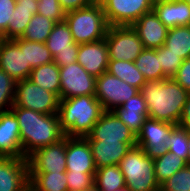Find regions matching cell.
Segmentation results:
<instances>
[{
    "label": "cell",
    "mask_w": 190,
    "mask_h": 191,
    "mask_svg": "<svg viewBox=\"0 0 190 191\" xmlns=\"http://www.w3.org/2000/svg\"><path fill=\"white\" fill-rule=\"evenodd\" d=\"M139 92L147 104L149 118L178 126L190 93L174 78L147 81Z\"/></svg>",
    "instance_id": "obj_1"
},
{
    "label": "cell",
    "mask_w": 190,
    "mask_h": 191,
    "mask_svg": "<svg viewBox=\"0 0 190 191\" xmlns=\"http://www.w3.org/2000/svg\"><path fill=\"white\" fill-rule=\"evenodd\" d=\"M10 110L18 121L23 158L65 136L58 114H43L23 107H12Z\"/></svg>",
    "instance_id": "obj_2"
},
{
    "label": "cell",
    "mask_w": 190,
    "mask_h": 191,
    "mask_svg": "<svg viewBox=\"0 0 190 191\" xmlns=\"http://www.w3.org/2000/svg\"><path fill=\"white\" fill-rule=\"evenodd\" d=\"M104 112L95 95H82L60 99L58 117L65 136H88Z\"/></svg>",
    "instance_id": "obj_3"
},
{
    "label": "cell",
    "mask_w": 190,
    "mask_h": 191,
    "mask_svg": "<svg viewBox=\"0 0 190 191\" xmlns=\"http://www.w3.org/2000/svg\"><path fill=\"white\" fill-rule=\"evenodd\" d=\"M64 20L69 26L76 44L104 39L109 27L102 4L97 3L66 13Z\"/></svg>",
    "instance_id": "obj_4"
},
{
    "label": "cell",
    "mask_w": 190,
    "mask_h": 191,
    "mask_svg": "<svg viewBox=\"0 0 190 191\" xmlns=\"http://www.w3.org/2000/svg\"><path fill=\"white\" fill-rule=\"evenodd\" d=\"M118 166L129 191H152L159 186L155 179L154 159L138 146L131 147Z\"/></svg>",
    "instance_id": "obj_5"
},
{
    "label": "cell",
    "mask_w": 190,
    "mask_h": 191,
    "mask_svg": "<svg viewBox=\"0 0 190 191\" xmlns=\"http://www.w3.org/2000/svg\"><path fill=\"white\" fill-rule=\"evenodd\" d=\"M59 101L55 93L41 88L27 78L16 82L12 107H23L43 114H57Z\"/></svg>",
    "instance_id": "obj_6"
},
{
    "label": "cell",
    "mask_w": 190,
    "mask_h": 191,
    "mask_svg": "<svg viewBox=\"0 0 190 191\" xmlns=\"http://www.w3.org/2000/svg\"><path fill=\"white\" fill-rule=\"evenodd\" d=\"M109 60L134 62L145 49L131 25L109 26L105 36Z\"/></svg>",
    "instance_id": "obj_7"
},
{
    "label": "cell",
    "mask_w": 190,
    "mask_h": 191,
    "mask_svg": "<svg viewBox=\"0 0 190 191\" xmlns=\"http://www.w3.org/2000/svg\"><path fill=\"white\" fill-rule=\"evenodd\" d=\"M176 125L147 118L136 135V146L142 148L151 159L168 153L167 141Z\"/></svg>",
    "instance_id": "obj_8"
},
{
    "label": "cell",
    "mask_w": 190,
    "mask_h": 191,
    "mask_svg": "<svg viewBox=\"0 0 190 191\" xmlns=\"http://www.w3.org/2000/svg\"><path fill=\"white\" fill-rule=\"evenodd\" d=\"M154 0H105L103 12L109 26H128L153 10Z\"/></svg>",
    "instance_id": "obj_9"
},
{
    "label": "cell",
    "mask_w": 190,
    "mask_h": 191,
    "mask_svg": "<svg viewBox=\"0 0 190 191\" xmlns=\"http://www.w3.org/2000/svg\"><path fill=\"white\" fill-rule=\"evenodd\" d=\"M139 93V89L120 80L107 71L96 78L95 97L104 111H113L130 97Z\"/></svg>",
    "instance_id": "obj_10"
},
{
    "label": "cell",
    "mask_w": 190,
    "mask_h": 191,
    "mask_svg": "<svg viewBox=\"0 0 190 191\" xmlns=\"http://www.w3.org/2000/svg\"><path fill=\"white\" fill-rule=\"evenodd\" d=\"M60 99L82 95H95L96 78L90 75L77 61L59 67Z\"/></svg>",
    "instance_id": "obj_11"
},
{
    "label": "cell",
    "mask_w": 190,
    "mask_h": 191,
    "mask_svg": "<svg viewBox=\"0 0 190 191\" xmlns=\"http://www.w3.org/2000/svg\"><path fill=\"white\" fill-rule=\"evenodd\" d=\"M0 68L16 82L29 78L33 68L26 62L24 39L0 42Z\"/></svg>",
    "instance_id": "obj_12"
},
{
    "label": "cell",
    "mask_w": 190,
    "mask_h": 191,
    "mask_svg": "<svg viewBox=\"0 0 190 191\" xmlns=\"http://www.w3.org/2000/svg\"><path fill=\"white\" fill-rule=\"evenodd\" d=\"M45 44L53 56V61L59 67L77 61L79 44H76L73 40L72 33L65 20L55 23Z\"/></svg>",
    "instance_id": "obj_13"
},
{
    "label": "cell",
    "mask_w": 190,
    "mask_h": 191,
    "mask_svg": "<svg viewBox=\"0 0 190 191\" xmlns=\"http://www.w3.org/2000/svg\"><path fill=\"white\" fill-rule=\"evenodd\" d=\"M29 172H66V136L27 157Z\"/></svg>",
    "instance_id": "obj_14"
},
{
    "label": "cell",
    "mask_w": 190,
    "mask_h": 191,
    "mask_svg": "<svg viewBox=\"0 0 190 191\" xmlns=\"http://www.w3.org/2000/svg\"><path fill=\"white\" fill-rule=\"evenodd\" d=\"M87 140L136 142V135L113 111H104Z\"/></svg>",
    "instance_id": "obj_15"
},
{
    "label": "cell",
    "mask_w": 190,
    "mask_h": 191,
    "mask_svg": "<svg viewBox=\"0 0 190 191\" xmlns=\"http://www.w3.org/2000/svg\"><path fill=\"white\" fill-rule=\"evenodd\" d=\"M96 170L88 140L66 136V172L96 173Z\"/></svg>",
    "instance_id": "obj_16"
},
{
    "label": "cell",
    "mask_w": 190,
    "mask_h": 191,
    "mask_svg": "<svg viewBox=\"0 0 190 191\" xmlns=\"http://www.w3.org/2000/svg\"><path fill=\"white\" fill-rule=\"evenodd\" d=\"M28 184L27 158L0 157V191H21Z\"/></svg>",
    "instance_id": "obj_17"
},
{
    "label": "cell",
    "mask_w": 190,
    "mask_h": 191,
    "mask_svg": "<svg viewBox=\"0 0 190 191\" xmlns=\"http://www.w3.org/2000/svg\"><path fill=\"white\" fill-rule=\"evenodd\" d=\"M77 62L95 78L105 73L109 63L106 39L79 44Z\"/></svg>",
    "instance_id": "obj_18"
},
{
    "label": "cell",
    "mask_w": 190,
    "mask_h": 191,
    "mask_svg": "<svg viewBox=\"0 0 190 191\" xmlns=\"http://www.w3.org/2000/svg\"><path fill=\"white\" fill-rule=\"evenodd\" d=\"M131 26L137 32L145 49H157L164 45L169 30L153 10L142 15Z\"/></svg>",
    "instance_id": "obj_19"
},
{
    "label": "cell",
    "mask_w": 190,
    "mask_h": 191,
    "mask_svg": "<svg viewBox=\"0 0 190 191\" xmlns=\"http://www.w3.org/2000/svg\"><path fill=\"white\" fill-rule=\"evenodd\" d=\"M0 157H23L18 121L11 110L0 112Z\"/></svg>",
    "instance_id": "obj_20"
},
{
    "label": "cell",
    "mask_w": 190,
    "mask_h": 191,
    "mask_svg": "<svg viewBox=\"0 0 190 191\" xmlns=\"http://www.w3.org/2000/svg\"><path fill=\"white\" fill-rule=\"evenodd\" d=\"M88 142L97 169L105 166L119 165L129 149L136 146V142H121L118 140H88Z\"/></svg>",
    "instance_id": "obj_21"
},
{
    "label": "cell",
    "mask_w": 190,
    "mask_h": 191,
    "mask_svg": "<svg viewBox=\"0 0 190 191\" xmlns=\"http://www.w3.org/2000/svg\"><path fill=\"white\" fill-rule=\"evenodd\" d=\"M153 11L168 29L190 25V4L184 0H154Z\"/></svg>",
    "instance_id": "obj_22"
},
{
    "label": "cell",
    "mask_w": 190,
    "mask_h": 191,
    "mask_svg": "<svg viewBox=\"0 0 190 191\" xmlns=\"http://www.w3.org/2000/svg\"><path fill=\"white\" fill-rule=\"evenodd\" d=\"M113 112L135 135L140 132L144 121L148 118L147 104L140 92L121 106H117Z\"/></svg>",
    "instance_id": "obj_23"
},
{
    "label": "cell",
    "mask_w": 190,
    "mask_h": 191,
    "mask_svg": "<svg viewBox=\"0 0 190 191\" xmlns=\"http://www.w3.org/2000/svg\"><path fill=\"white\" fill-rule=\"evenodd\" d=\"M15 2V10L9 18V24L5 31L6 39L20 38L33 15L38 13L37 0H15Z\"/></svg>",
    "instance_id": "obj_24"
},
{
    "label": "cell",
    "mask_w": 190,
    "mask_h": 191,
    "mask_svg": "<svg viewBox=\"0 0 190 191\" xmlns=\"http://www.w3.org/2000/svg\"><path fill=\"white\" fill-rule=\"evenodd\" d=\"M28 79L41 88L55 93L60 99L59 66L54 61L33 68Z\"/></svg>",
    "instance_id": "obj_25"
},
{
    "label": "cell",
    "mask_w": 190,
    "mask_h": 191,
    "mask_svg": "<svg viewBox=\"0 0 190 191\" xmlns=\"http://www.w3.org/2000/svg\"><path fill=\"white\" fill-rule=\"evenodd\" d=\"M35 191H68L66 172H29Z\"/></svg>",
    "instance_id": "obj_26"
},
{
    "label": "cell",
    "mask_w": 190,
    "mask_h": 191,
    "mask_svg": "<svg viewBox=\"0 0 190 191\" xmlns=\"http://www.w3.org/2000/svg\"><path fill=\"white\" fill-rule=\"evenodd\" d=\"M107 72L139 90L147 82L134 62L109 60Z\"/></svg>",
    "instance_id": "obj_27"
},
{
    "label": "cell",
    "mask_w": 190,
    "mask_h": 191,
    "mask_svg": "<svg viewBox=\"0 0 190 191\" xmlns=\"http://www.w3.org/2000/svg\"><path fill=\"white\" fill-rule=\"evenodd\" d=\"M164 46L183 60L190 57V25L170 28Z\"/></svg>",
    "instance_id": "obj_28"
},
{
    "label": "cell",
    "mask_w": 190,
    "mask_h": 191,
    "mask_svg": "<svg viewBox=\"0 0 190 191\" xmlns=\"http://www.w3.org/2000/svg\"><path fill=\"white\" fill-rule=\"evenodd\" d=\"M94 185L99 191H114L126 187L123 173L118 165L97 169Z\"/></svg>",
    "instance_id": "obj_29"
},
{
    "label": "cell",
    "mask_w": 190,
    "mask_h": 191,
    "mask_svg": "<svg viewBox=\"0 0 190 191\" xmlns=\"http://www.w3.org/2000/svg\"><path fill=\"white\" fill-rule=\"evenodd\" d=\"M138 70L144 75L146 81L163 80L162 67L157 58V49H144L134 61Z\"/></svg>",
    "instance_id": "obj_30"
},
{
    "label": "cell",
    "mask_w": 190,
    "mask_h": 191,
    "mask_svg": "<svg viewBox=\"0 0 190 191\" xmlns=\"http://www.w3.org/2000/svg\"><path fill=\"white\" fill-rule=\"evenodd\" d=\"M55 21L40 14H34L23 35L20 37L31 42L46 43Z\"/></svg>",
    "instance_id": "obj_31"
},
{
    "label": "cell",
    "mask_w": 190,
    "mask_h": 191,
    "mask_svg": "<svg viewBox=\"0 0 190 191\" xmlns=\"http://www.w3.org/2000/svg\"><path fill=\"white\" fill-rule=\"evenodd\" d=\"M187 162L170 152L154 159L155 179L159 185L168 180L175 172L181 170Z\"/></svg>",
    "instance_id": "obj_32"
},
{
    "label": "cell",
    "mask_w": 190,
    "mask_h": 191,
    "mask_svg": "<svg viewBox=\"0 0 190 191\" xmlns=\"http://www.w3.org/2000/svg\"><path fill=\"white\" fill-rule=\"evenodd\" d=\"M26 62L32 68L44 65L53 61V56L45 43L31 42L25 40Z\"/></svg>",
    "instance_id": "obj_33"
},
{
    "label": "cell",
    "mask_w": 190,
    "mask_h": 191,
    "mask_svg": "<svg viewBox=\"0 0 190 191\" xmlns=\"http://www.w3.org/2000/svg\"><path fill=\"white\" fill-rule=\"evenodd\" d=\"M168 152L175 154L177 157L188 161V155L190 150L189 140L185 128L175 126L170 138L167 141Z\"/></svg>",
    "instance_id": "obj_34"
},
{
    "label": "cell",
    "mask_w": 190,
    "mask_h": 191,
    "mask_svg": "<svg viewBox=\"0 0 190 191\" xmlns=\"http://www.w3.org/2000/svg\"><path fill=\"white\" fill-rule=\"evenodd\" d=\"M16 81L0 68V112L9 111L14 105Z\"/></svg>",
    "instance_id": "obj_35"
},
{
    "label": "cell",
    "mask_w": 190,
    "mask_h": 191,
    "mask_svg": "<svg viewBox=\"0 0 190 191\" xmlns=\"http://www.w3.org/2000/svg\"><path fill=\"white\" fill-rule=\"evenodd\" d=\"M157 58H159L163 74L167 78H173L183 63V59L181 57L171 52L170 49L164 45L157 48Z\"/></svg>",
    "instance_id": "obj_36"
},
{
    "label": "cell",
    "mask_w": 190,
    "mask_h": 191,
    "mask_svg": "<svg viewBox=\"0 0 190 191\" xmlns=\"http://www.w3.org/2000/svg\"><path fill=\"white\" fill-rule=\"evenodd\" d=\"M161 186L166 191H190V165L175 172Z\"/></svg>",
    "instance_id": "obj_37"
},
{
    "label": "cell",
    "mask_w": 190,
    "mask_h": 191,
    "mask_svg": "<svg viewBox=\"0 0 190 191\" xmlns=\"http://www.w3.org/2000/svg\"><path fill=\"white\" fill-rule=\"evenodd\" d=\"M38 14L50 18L55 22L64 21L66 16L58 0H39Z\"/></svg>",
    "instance_id": "obj_38"
},
{
    "label": "cell",
    "mask_w": 190,
    "mask_h": 191,
    "mask_svg": "<svg viewBox=\"0 0 190 191\" xmlns=\"http://www.w3.org/2000/svg\"><path fill=\"white\" fill-rule=\"evenodd\" d=\"M95 173L66 172L68 191H80L94 185Z\"/></svg>",
    "instance_id": "obj_39"
},
{
    "label": "cell",
    "mask_w": 190,
    "mask_h": 191,
    "mask_svg": "<svg viewBox=\"0 0 190 191\" xmlns=\"http://www.w3.org/2000/svg\"><path fill=\"white\" fill-rule=\"evenodd\" d=\"M15 0H0V29L5 33L9 24V18L15 10Z\"/></svg>",
    "instance_id": "obj_40"
},
{
    "label": "cell",
    "mask_w": 190,
    "mask_h": 191,
    "mask_svg": "<svg viewBox=\"0 0 190 191\" xmlns=\"http://www.w3.org/2000/svg\"><path fill=\"white\" fill-rule=\"evenodd\" d=\"M174 80L190 93V57L183 60Z\"/></svg>",
    "instance_id": "obj_41"
},
{
    "label": "cell",
    "mask_w": 190,
    "mask_h": 191,
    "mask_svg": "<svg viewBox=\"0 0 190 191\" xmlns=\"http://www.w3.org/2000/svg\"><path fill=\"white\" fill-rule=\"evenodd\" d=\"M65 13L85 8L95 3L94 0H58Z\"/></svg>",
    "instance_id": "obj_42"
},
{
    "label": "cell",
    "mask_w": 190,
    "mask_h": 191,
    "mask_svg": "<svg viewBox=\"0 0 190 191\" xmlns=\"http://www.w3.org/2000/svg\"><path fill=\"white\" fill-rule=\"evenodd\" d=\"M178 126L190 129V95L187 98L186 103L184 104L183 112L179 120Z\"/></svg>",
    "instance_id": "obj_43"
},
{
    "label": "cell",
    "mask_w": 190,
    "mask_h": 191,
    "mask_svg": "<svg viewBox=\"0 0 190 191\" xmlns=\"http://www.w3.org/2000/svg\"><path fill=\"white\" fill-rule=\"evenodd\" d=\"M188 140H189V145H190V129H186ZM187 165H190V150H189V155H188V161Z\"/></svg>",
    "instance_id": "obj_44"
},
{
    "label": "cell",
    "mask_w": 190,
    "mask_h": 191,
    "mask_svg": "<svg viewBox=\"0 0 190 191\" xmlns=\"http://www.w3.org/2000/svg\"><path fill=\"white\" fill-rule=\"evenodd\" d=\"M21 191H35V189L30 184H28Z\"/></svg>",
    "instance_id": "obj_45"
},
{
    "label": "cell",
    "mask_w": 190,
    "mask_h": 191,
    "mask_svg": "<svg viewBox=\"0 0 190 191\" xmlns=\"http://www.w3.org/2000/svg\"><path fill=\"white\" fill-rule=\"evenodd\" d=\"M80 191H99L95 185H92L90 188L88 189H84V190H80Z\"/></svg>",
    "instance_id": "obj_46"
},
{
    "label": "cell",
    "mask_w": 190,
    "mask_h": 191,
    "mask_svg": "<svg viewBox=\"0 0 190 191\" xmlns=\"http://www.w3.org/2000/svg\"><path fill=\"white\" fill-rule=\"evenodd\" d=\"M5 39V33L0 29V42L4 41Z\"/></svg>",
    "instance_id": "obj_47"
},
{
    "label": "cell",
    "mask_w": 190,
    "mask_h": 191,
    "mask_svg": "<svg viewBox=\"0 0 190 191\" xmlns=\"http://www.w3.org/2000/svg\"><path fill=\"white\" fill-rule=\"evenodd\" d=\"M152 191H166L161 185H159L157 188H155Z\"/></svg>",
    "instance_id": "obj_48"
},
{
    "label": "cell",
    "mask_w": 190,
    "mask_h": 191,
    "mask_svg": "<svg viewBox=\"0 0 190 191\" xmlns=\"http://www.w3.org/2000/svg\"><path fill=\"white\" fill-rule=\"evenodd\" d=\"M114 191H129V190L127 189V187H124L122 189H117V190H114Z\"/></svg>",
    "instance_id": "obj_49"
},
{
    "label": "cell",
    "mask_w": 190,
    "mask_h": 191,
    "mask_svg": "<svg viewBox=\"0 0 190 191\" xmlns=\"http://www.w3.org/2000/svg\"><path fill=\"white\" fill-rule=\"evenodd\" d=\"M97 4H102L105 0H94Z\"/></svg>",
    "instance_id": "obj_50"
}]
</instances>
